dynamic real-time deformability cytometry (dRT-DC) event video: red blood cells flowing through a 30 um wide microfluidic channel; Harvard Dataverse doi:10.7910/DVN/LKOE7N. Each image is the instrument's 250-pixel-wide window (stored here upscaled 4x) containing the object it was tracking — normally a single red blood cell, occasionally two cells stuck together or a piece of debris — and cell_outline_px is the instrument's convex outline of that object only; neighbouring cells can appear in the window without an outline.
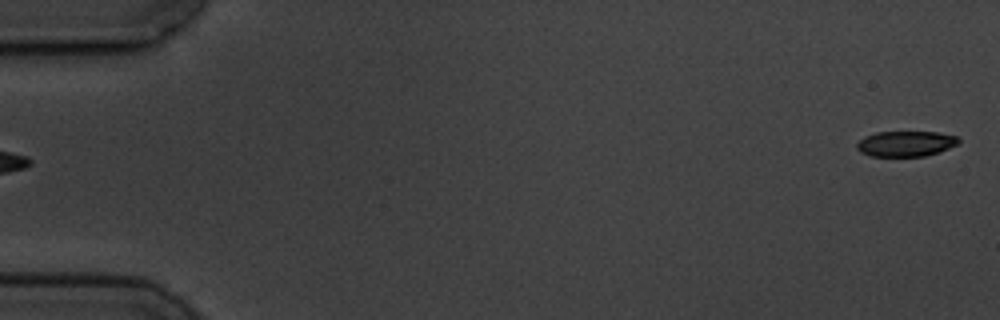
{"species": "common noctule bat (a hibernating species)", "species_latin": "Nyctalus noctula", "temperature_condition": "cold", "stored_images_in_passage": 5, "segment_of_instrument_passage": [2, 2], "camera_frame_rate_fps": 3000, "um_per_image_px": 0.085, "animal": {"sex": "male", "body_mass_g": 19.5, "forearm_length_mm": 54.6}, "frame": {"image": 1, "passage_image": 5, "time_ms": 6.0, "image_size_px": [1000, 320], "cell_outline_px": [[960, 140], [956, 144], [948, 148], [924, 156], [872, 156], [860, 152], [856, 148], [856, 144], [864, 136], [876, 132], [936, 132], [956, 136]], "centroid_in_image_um": [76.94, 12.21], "position_along_channel_um": 8.1, "area_um2": 14.91}}